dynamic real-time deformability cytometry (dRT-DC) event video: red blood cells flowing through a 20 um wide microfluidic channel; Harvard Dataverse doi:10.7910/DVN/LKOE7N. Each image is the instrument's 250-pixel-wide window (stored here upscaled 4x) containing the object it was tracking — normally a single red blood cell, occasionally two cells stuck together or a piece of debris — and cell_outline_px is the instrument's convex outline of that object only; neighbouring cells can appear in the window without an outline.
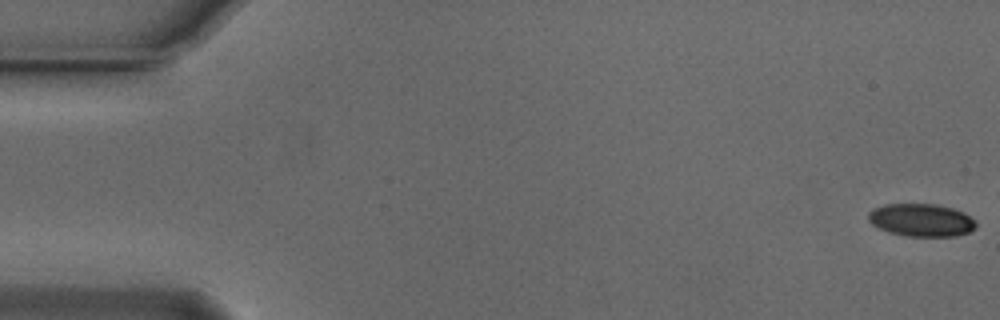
{"species": "Egyptian fruit bat (a non-hibernating species)", "species_latin": "Rousettus aegyptiacus", "temperature_condition": "cold", "stored_images_in_passage": 17, "camera_frame_rate_fps": 3000, "um_per_image_px": 0.085, "animal": {"sex": "male"}, "frame": {"image": 1, "passage_image": 1, "time_ms": 0.0, "image_size_px": [1000, 320], "cell_outline_px": [[976, 224], [968, 232], [956, 236], [908, 236], [888, 232], [872, 224], [868, 220], [868, 212], [872, 208], [884, 204], [936, 204], [952, 208], [964, 212], [976, 220]], "centroid_in_image_um": [78.29, 18.69], "position_along_channel_um": 6.7, "area_um2": 20.58}}